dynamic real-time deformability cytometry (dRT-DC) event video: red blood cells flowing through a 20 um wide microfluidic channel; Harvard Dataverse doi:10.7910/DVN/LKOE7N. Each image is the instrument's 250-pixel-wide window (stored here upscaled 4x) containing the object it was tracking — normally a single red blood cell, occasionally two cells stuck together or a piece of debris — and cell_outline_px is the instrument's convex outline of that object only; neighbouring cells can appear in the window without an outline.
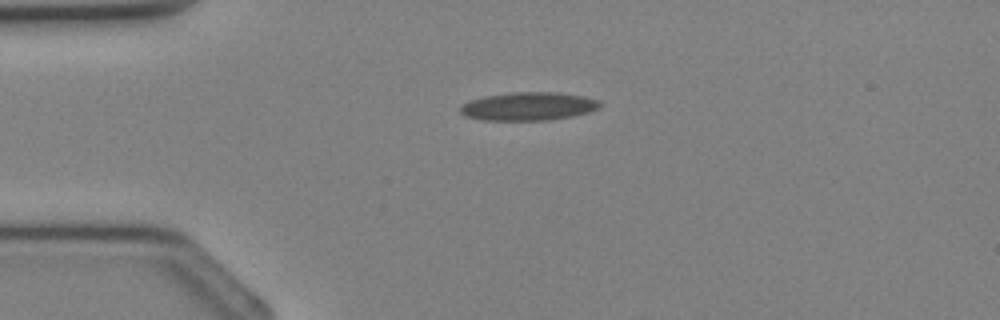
{"species": "Egyptian fruit bat (a non-hibernating species)", "species_latin": "Rousettus aegyptiacus", "temperature_condition": "cold", "stored_images_in_passage": 25, "camera_frame_rate_fps": 3000, "um_per_image_px": 0.085, "animal": {"sex": "female"}, "frame": {"image": 1, "passage_image": 1, "time_ms": 0.0, "image_size_px": [1000, 320], "cell_outline_px": [[600, 108], [588, 112], [572, 116], [548, 120], [484, 120], [464, 116], [460, 112], [460, 104], [484, 96], [512, 92], [560, 92], [584, 96], [600, 100]], "centroid_in_image_um": [44.92, 9.03], "position_along_channel_um": 40.1, "area_um2": 23.12}}
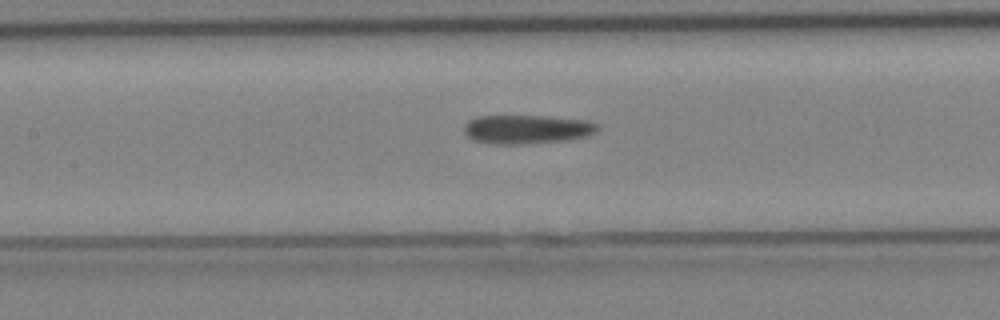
{"frame": {"image": 2, "passage_image": 9, "time_ms": 2.667, "image_size_px": [1000, 320], "cell_outline_px": [[600, 128], [596, 132], [584, 136], [568, 140], [524, 144], [496, 144], [472, 140], [464, 132], [464, 124], [468, 120], [476, 116], [544, 116], [588, 120], [596, 124]], "centroid_in_image_um": [44.76, 10.98], "position_along_channel_um": 162.6, "area_um2": 22.54}}
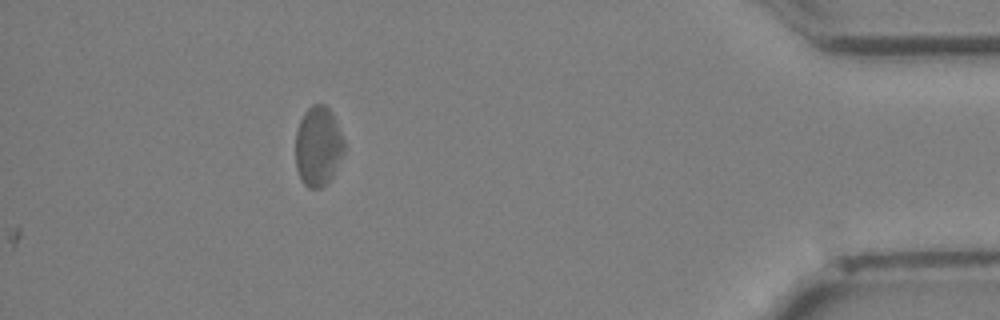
{"frame": {"image": 3, "passage_image": 25, "time_ms": 8.0, "image_size_px": [1000, 320], "cell_outline_px": [[344, 152], [332, 176], [320, 188], [308, 188], [300, 180], [296, 168], [296, 132], [300, 120], [304, 112], [312, 104], [324, 104], [332, 112], [344, 140]], "centroid_in_image_um": [27.03, 12.42], "position_along_channel_um": 408.2, "area_um2": 22.54}}